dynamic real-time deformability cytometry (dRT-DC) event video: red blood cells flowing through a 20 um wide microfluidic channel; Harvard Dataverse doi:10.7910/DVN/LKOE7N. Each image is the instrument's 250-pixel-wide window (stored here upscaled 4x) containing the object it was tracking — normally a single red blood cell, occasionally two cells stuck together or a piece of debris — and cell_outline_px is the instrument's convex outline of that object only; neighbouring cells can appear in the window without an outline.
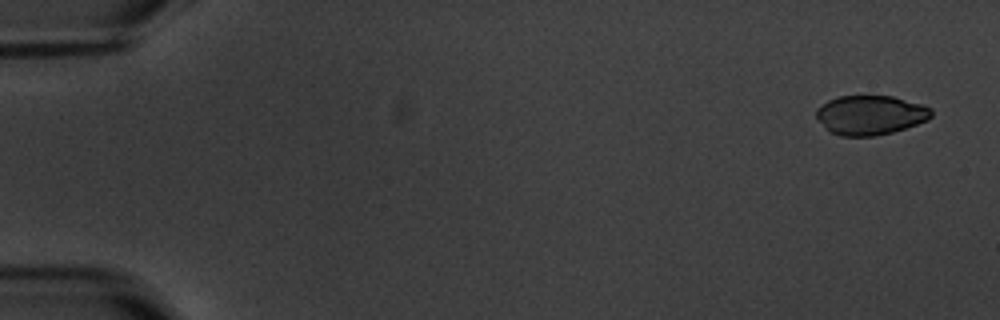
{"species": "common noctule bat (a hibernating species)", "species_latin": "Nyctalus noctula", "temperature_condition": "warm", "stored_images_in_passage": 5, "camera_frame_rate_fps": 3000, "um_per_image_px": 0.085, "animal": {"sex": "male", "body_mass_g": 20.1, "forearm_length_mm": 53.5}, "frame": {"image": 1, "passage_image": 1, "time_ms": 0.0, "image_size_px": [1000, 320], "cell_outline_px": [[932, 116], [928, 120], [892, 132], [872, 136], [840, 136], [828, 132], [816, 116], [816, 108], [820, 104], [828, 100], [840, 96], [892, 96], [920, 104], [932, 108]], "centroid_in_image_um": [73.95, 9.78], "position_along_channel_um": 11.1, "area_um2": 26.41}}